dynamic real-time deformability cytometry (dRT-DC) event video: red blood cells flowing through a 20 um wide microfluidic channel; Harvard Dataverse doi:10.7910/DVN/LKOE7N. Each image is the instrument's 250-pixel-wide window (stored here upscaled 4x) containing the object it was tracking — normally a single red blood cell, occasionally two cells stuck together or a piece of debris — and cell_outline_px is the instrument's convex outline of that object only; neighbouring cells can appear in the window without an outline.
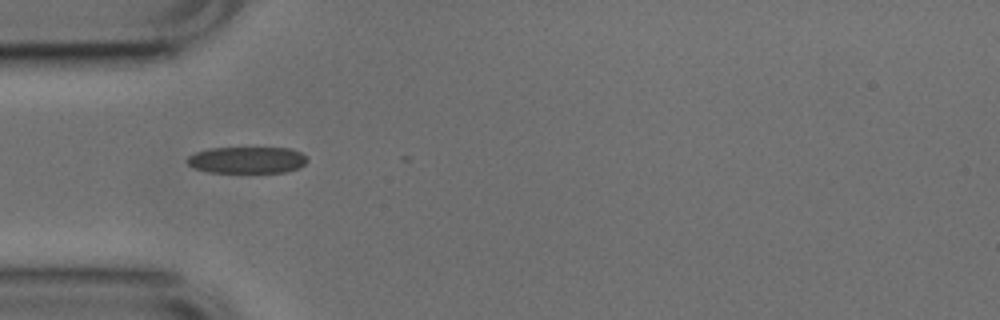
{"species": "common noctule bat (a hibernating species)", "species_latin": "Nyctalus noctula", "temperature_condition": "cold", "stored_images_in_passage": 39, "camera_frame_rate_fps": 3000, "um_per_image_px": 0.085, "animal": {"sex": "male", "body_mass_g": 17.9, "forearm_length_mm": 54.2}, "frame": {"image": 1, "passage_image": 2, "time_ms": 0.333, "image_size_px": [1000, 320], "cell_outline_px": [[308, 160], [300, 168], [284, 172], [208, 172], [196, 168], [188, 164], [184, 160], [188, 156], [196, 152], [208, 148], [292, 148], [300, 152]], "centroid_in_image_um": [20.99, 13.59], "position_along_channel_um": 64.0, "area_um2": 18.61}}
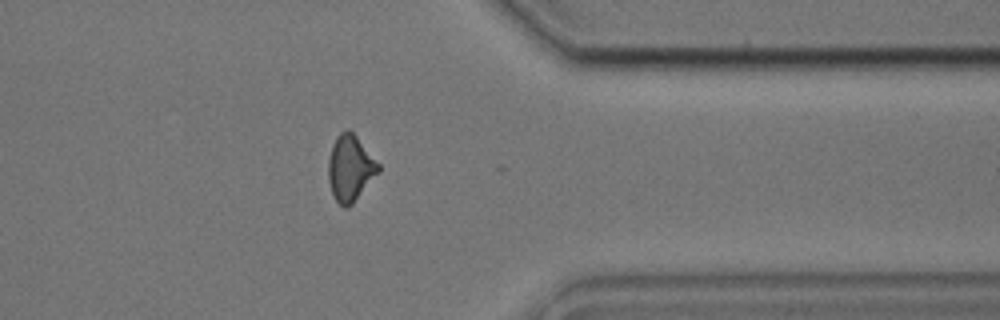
{"frame": {"image": 2, "passage_image": 28, "time_ms": 9.0, "image_size_px": [1000, 320], "cell_outline_px": [[380, 172], [352, 204], [348, 208], [344, 208], [336, 200], [332, 192], [328, 180], [328, 160], [332, 144], [336, 136], [340, 132], [348, 128], [356, 136], [380, 164]], "centroid_in_image_um": [29.77, 14.29], "position_along_channel_um": 381.6, "area_um2": 19.36}, "authors_computed_cell_mechanics": {"area_um2": 18.9584, "velocity_mm_per_s": 3.7966, "shape_relaxation_time_tau1_ms": 11.1719, "shape_relaxation_time_tau2_ms": 2.8228, "deformation_change_tau1": 0.1815, "deformation_change_tau2": 0.0927}}